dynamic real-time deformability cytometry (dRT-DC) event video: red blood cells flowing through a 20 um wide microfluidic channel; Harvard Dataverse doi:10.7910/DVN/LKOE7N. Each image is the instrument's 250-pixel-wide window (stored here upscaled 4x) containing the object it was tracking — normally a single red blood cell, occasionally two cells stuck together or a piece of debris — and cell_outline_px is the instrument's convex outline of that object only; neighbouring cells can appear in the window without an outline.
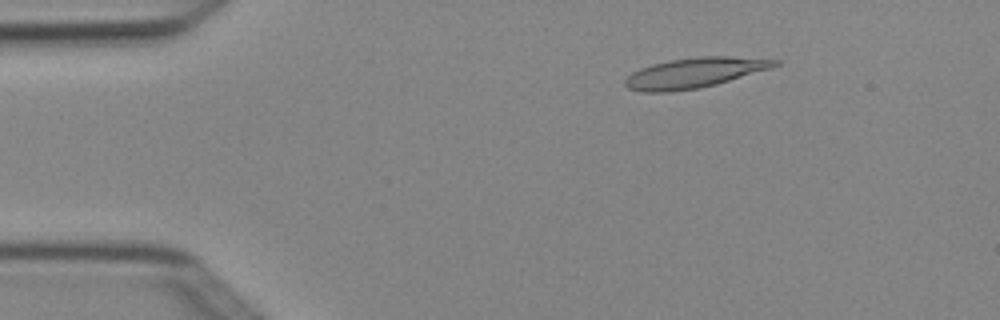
{"species": "Egyptian fruit bat (a non-hibernating species)", "species_latin": "Rousettus aegyptiacus", "temperature_condition": "cold", "stored_images_in_passage": 4, "camera_frame_rate_fps": 3000, "um_per_image_px": 0.085, "animal": {"sex": "female"}, "frame": {"image": 1, "passage_image": 2, "time_ms": 0.333, "image_size_px": [1000, 320], "cell_outline_px": [[784, 60], [780, 64], [772, 68], [716, 84], [700, 88], [668, 92], [644, 92], [628, 88], [624, 84], [624, 80], [632, 72], [640, 68], [652, 64], [672, 60], [696, 56], [728, 56]], "centroid_in_image_um": [59.06, 6.18], "position_along_channel_um": 25.9, "area_um2": 26.36}}
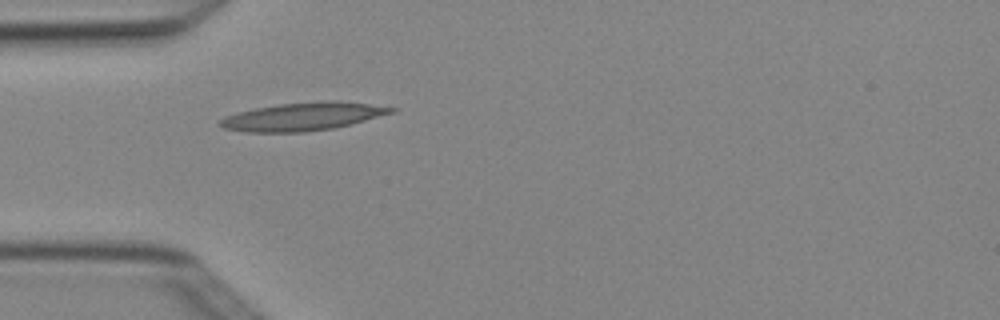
{"frame": {"image": 2, "passage_image": 4, "time_ms": 1.0, "image_size_px": [1000, 320], "cell_outline_px": [[396, 112], [332, 128], [304, 132], [244, 132], [224, 128], [216, 124], [224, 116], [236, 112], [256, 108], [280, 104], [328, 100], [340, 100], [396, 108]], "centroid_in_image_um": [25.69, 9.9], "position_along_channel_um": 59.3, "area_um2": 27.86}}